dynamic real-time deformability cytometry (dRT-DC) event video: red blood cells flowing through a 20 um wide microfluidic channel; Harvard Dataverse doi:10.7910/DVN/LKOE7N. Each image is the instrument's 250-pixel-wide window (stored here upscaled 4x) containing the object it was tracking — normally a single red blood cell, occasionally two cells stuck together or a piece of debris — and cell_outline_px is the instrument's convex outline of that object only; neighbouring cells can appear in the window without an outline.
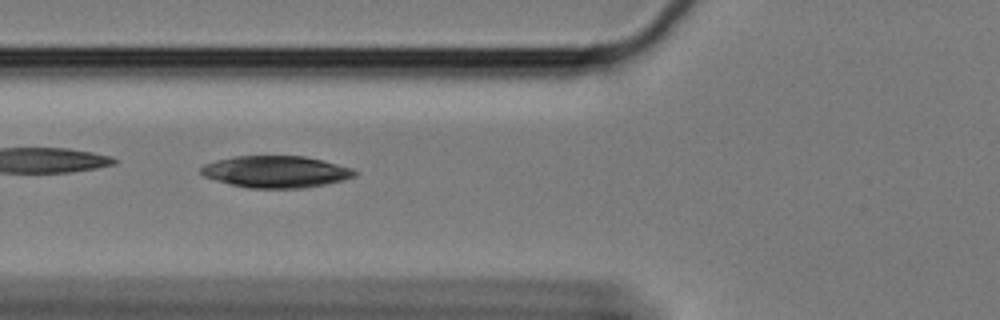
{"species": "Egyptian fruit bat (a non-hibernating species)", "species_latin": "Rousettus aegyptiacus", "temperature_condition": "cold", "stored_images_in_passage": 36, "camera_frame_rate_fps": 3000, "um_per_image_px": 0.085, "animal": {"sex": "female"}, "frame": {"image": 1, "passage_image": 11, "time_ms": 3.333, "image_size_px": [1000, 320], "cell_outline_px": [[360, 172], [356, 176], [344, 180], [304, 188], [248, 188], [216, 180], [204, 176], [200, 172], [200, 168], [204, 164], [216, 160], [232, 156], [304, 156], [356, 168]], "centroid_in_image_um": [23.5, 14.59], "position_along_channel_um": 102.3, "area_um2": 28.67}}
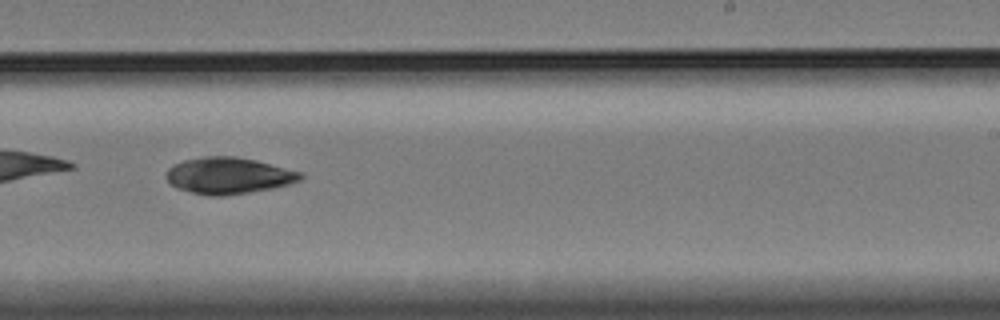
{"frame": {"image": 2, "passage_image": 26, "time_ms": 8.333, "image_size_px": [1000, 320], "cell_outline_px": [[304, 176], [300, 180], [288, 184], [272, 188], [224, 196], [208, 196], [176, 188], [164, 176], [168, 168], [172, 164], [184, 160], [204, 156], [236, 156], [256, 160], [304, 172]], "centroid_in_image_um": [19.42, 14.92], "position_along_channel_um": 269.6, "area_um2": 28.73}, "authors_computed_cell_mechanics": {"area_um2": 28.4665, "velocity_mm_per_s": 3.3406, "shape_relaxation_time_tau1_ms": 6.277, "shape_relaxation_time_tau2_ms": null, "deformation_change_tau1": 0.1255, "deformation_change_tau2": null}}